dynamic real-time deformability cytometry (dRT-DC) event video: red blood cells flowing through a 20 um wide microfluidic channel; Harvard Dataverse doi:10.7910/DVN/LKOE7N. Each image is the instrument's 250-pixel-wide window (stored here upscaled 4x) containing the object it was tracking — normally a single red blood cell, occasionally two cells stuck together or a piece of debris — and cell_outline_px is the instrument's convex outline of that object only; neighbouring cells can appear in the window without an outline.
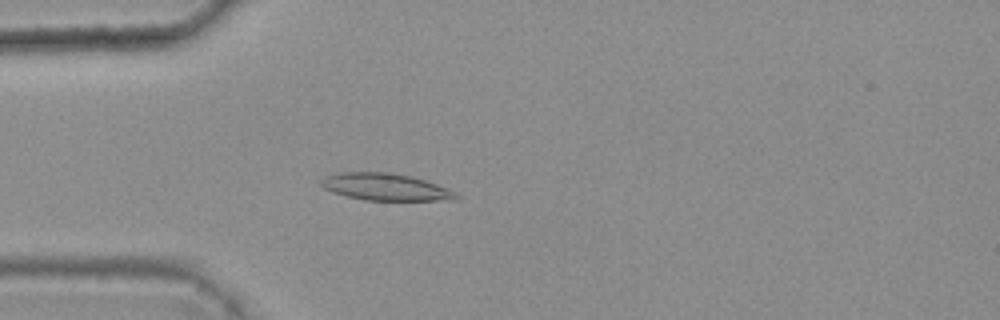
{"species": "common noctule bat (a hibernating species)", "species_latin": "Nyctalus noctula", "temperature_condition": "warm", "stored_images_in_passage": 4, "camera_frame_rate_fps": 3000, "um_per_image_px": 0.085, "animal": {"sex": "female", "body_mass_g": 25.1}, "frame": {"image": 1, "passage_image": 4, "time_ms": 1.0, "image_size_px": [1000, 320], "cell_outline_px": [[460, 196], [452, 200], [364, 200], [332, 192], [324, 188], [320, 184], [320, 180], [324, 176], [340, 172], [392, 172], [412, 176], [448, 188], [456, 192]], "centroid_in_image_um": [32.75, 15.88], "position_along_channel_um": 52.3, "area_um2": 21.33}}